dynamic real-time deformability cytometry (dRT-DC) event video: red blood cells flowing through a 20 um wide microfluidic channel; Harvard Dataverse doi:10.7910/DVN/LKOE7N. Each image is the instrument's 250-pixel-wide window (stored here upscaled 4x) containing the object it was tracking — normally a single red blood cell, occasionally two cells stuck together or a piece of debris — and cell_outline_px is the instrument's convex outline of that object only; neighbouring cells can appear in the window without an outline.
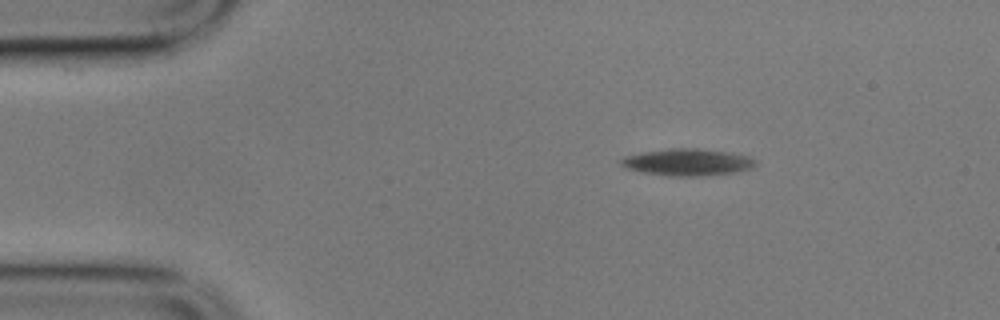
{"species": "common noctule bat (a hibernating species)", "species_latin": "Nyctalus noctula", "temperature_condition": "cold", "stored_images_in_passage": 46, "camera_frame_rate_fps": 3000, "um_per_image_px": 0.085, "animal": {"sex": "male", "body_mass_g": 17.9}, "frame": {"image": 1, "passage_image": 11, "time_ms": 3.333, "image_size_px": [1000, 320], "cell_outline_px": [[732, 164], [728, 168], [700, 172], [680, 172], [644, 168], [632, 164], [628, 160], [640, 156], [672, 152], [696, 152], [716, 156]], "centroid_in_image_um": [57.9, 13.78], "position_along_channel_um": 27.1, "area_um2": 10.92}}